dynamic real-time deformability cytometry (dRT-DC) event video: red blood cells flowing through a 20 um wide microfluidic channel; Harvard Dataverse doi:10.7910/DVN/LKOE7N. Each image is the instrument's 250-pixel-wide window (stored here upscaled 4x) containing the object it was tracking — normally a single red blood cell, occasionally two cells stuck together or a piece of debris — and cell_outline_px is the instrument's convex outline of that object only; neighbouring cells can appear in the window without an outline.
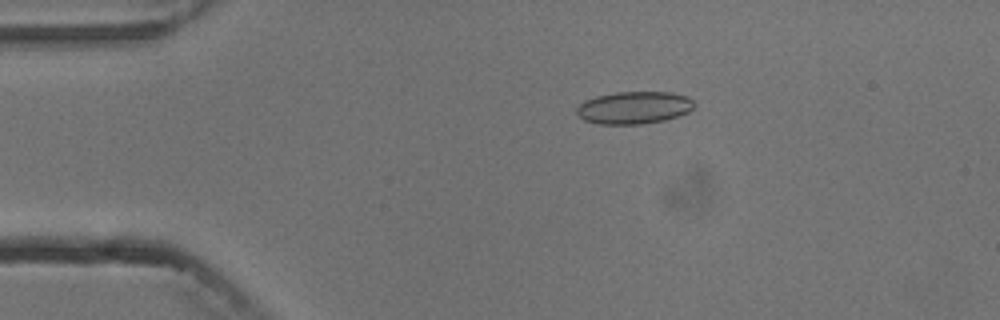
{"species": "common noctule bat (a hibernating species)", "species_latin": "Nyctalus noctula", "temperature_condition": "cold", "stored_images_in_passage": 5, "camera_frame_rate_fps": 3000, "um_per_image_px": 0.085, "animal": {"sex": "male", "body_mass_g": 13.3}, "frame": {"image": 1, "passage_image": 3, "time_ms": 2.333, "image_size_px": [1000, 320], "cell_outline_px": [[696, 104], [688, 112], [664, 120], [640, 124], [596, 124], [584, 120], [576, 112], [576, 108], [584, 100], [596, 96], [616, 92], [672, 92], [688, 96]], "centroid_in_image_um": [53.88, 9.14], "position_along_channel_um": 31.1, "area_um2": 22.25}}
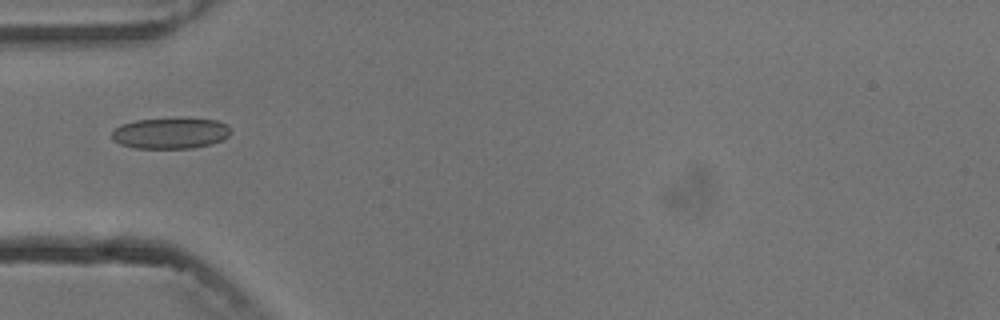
{"frame": {"image": 2, "passage_image": 5, "time_ms": 4.667, "image_size_px": [1000, 320], "cell_outline_px": [[232, 132], [228, 136], [220, 140], [208, 144], [192, 148], [136, 148], [120, 144], [112, 140], [112, 132], [120, 124], [136, 120], [188, 116], [216, 120], [228, 124], [232, 128]], "centroid_in_image_um": [14.52, 11.28], "position_along_channel_um": 70.5, "area_um2": 22.08}}